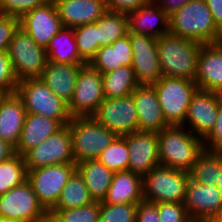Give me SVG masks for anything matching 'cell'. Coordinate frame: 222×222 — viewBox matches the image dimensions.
Instances as JSON below:
<instances>
[{"mask_svg":"<svg viewBox=\"0 0 222 222\" xmlns=\"http://www.w3.org/2000/svg\"><path fill=\"white\" fill-rule=\"evenodd\" d=\"M160 165L190 172L204 151L203 139L185 126L169 125L157 133Z\"/></svg>","mask_w":222,"mask_h":222,"instance_id":"6da1fadb","label":"cell"},{"mask_svg":"<svg viewBox=\"0 0 222 222\" xmlns=\"http://www.w3.org/2000/svg\"><path fill=\"white\" fill-rule=\"evenodd\" d=\"M202 44L171 33L157 39L161 74L165 77L195 81Z\"/></svg>","mask_w":222,"mask_h":222,"instance_id":"7a4b0ae2","label":"cell"},{"mask_svg":"<svg viewBox=\"0 0 222 222\" xmlns=\"http://www.w3.org/2000/svg\"><path fill=\"white\" fill-rule=\"evenodd\" d=\"M169 33L200 44L221 42L222 32L214 23L205 0H190L169 16Z\"/></svg>","mask_w":222,"mask_h":222,"instance_id":"3957f363","label":"cell"},{"mask_svg":"<svg viewBox=\"0 0 222 222\" xmlns=\"http://www.w3.org/2000/svg\"><path fill=\"white\" fill-rule=\"evenodd\" d=\"M16 94L22 99L26 113L46 116L67 125L72 116L68 104L59 98L41 78H28L18 82Z\"/></svg>","mask_w":222,"mask_h":222,"instance_id":"277c9868","label":"cell"},{"mask_svg":"<svg viewBox=\"0 0 222 222\" xmlns=\"http://www.w3.org/2000/svg\"><path fill=\"white\" fill-rule=\"evenodd\" d=\"M72 138V152L75 164L97 159L117 135L99 124L92 116L73 117L67 124Z\"/></svg>","mask_w":222,"mask_h":222,"instance_id":"5b68a950","label":"cell"},{"mask_svg":"<svg viewBox=\"0 0 222 222\" xmlns=\"http://www.w3.org/2000/svg\"><path fill=\"white\" fill-rule=\"evenodd\" d=\"M152 86L157 93L166 123L183 126L188 106L199 90L195 81L162 76Z\"/></svg>","mask_w":222,"mask_h":222,"instance_id":"8992f818","label":"cell"},{"mask_svg":"<svg viewBox=\"0 0 222 222\" xmlns=\"http://www.w3.org/2000/svg\"><path fill=\"white\" fill-rule=\"evenodd\" d=\"M190 179L188 172L159 165L143 178V199L152 203H182Z\"/></svg>","mask_w":222,"mask_h":222,"instance_id":"52a82bcc","label":"cell"},{"mask_svg":"<svg viewBox=\"0 0 222 222\" xmlns=\"http://www.w3.org/2000/svg\"><path fill=\"white\" fill-rule=\"evenodd\" d=\"M7 52L18 81L40 78L47 64L46 49L39 46L21 26L14 32Z\"/></svg>","mask_w":222,"mask_h":222,"instance_id":"ba28073f","label":"cell"},{"mask_svg":"<svg viewBox=\"0 0 222 222\" xmlns=\"http://www.w3.org/2000/svg\"><path fill=\"white\" fill-rule=\"evenodd\" d=\"M75 171V163L50 165L27 171V180L47 212L57 204L64 186Z\"/></svg>","mask_w":222,"mask_h":222,"instance_id":"9c48e42d","label":"cell"},{"mask_svg":"<svg viewBox=\"0 0 222 222\" xmlns=\"http://www.w3.org/2000/svg\"><path fill=\"white\" fill-rule=\"evenodd\" d=\"M47 214L28 180L0 195L1 218L41 222Z\"/></svg>","mask_w":222,"mask_h":222,"instance_id":"30bf717a","label":"cell"},{"mask_svg":"<svg viewBox=\"0 0 222 222\" xmlns=\"http://www.w3.org/2000/svg\"><path fill=\"white\" fill-rule=\"evenodd\" d=\"M103 76L89 64L84 65L77 75L74 95L68 104L73 117L92 116L104 100Z\"/></svg>","mask_w":222,"mask_h":222,"instance_id":"8fae6325","label":"cell"},{"mask_svg":"<svg viewBox=\"0 0 222 222\" xmlns=\"http://www.w3.org/2000/svg\"><path fill=\"white\" fill-rule=\"evenodd\" d=\"M23 157L27 171L50 165L75 163L68 125L63 126L38 146L28 150Z\"/></svg>","mask_w":222,"mask_h":222,"instance_id":"7c38bea8","label":"cell"},{"mask_svg":"<svg viewBox=\"0 0 222 222\" xmlns=\"http://www.w3.org/2000/svg\"><path fill=\"white\" fill-rule=\"evenodd\" d=\"M92 117L117 136L138 131V118L132 94L121 98L104 99Z\"/></svg>","mask_w":222,"mask_h":222,"instance_id":"4fadbf2b","label":"cell"},{"mask_svg":"<svg viewBox=\"0 0 222 222\" xmlns=\"http://www.w3.org/2000/svg\"><path fill=\"white\" fill-rule=\"evenodd\" d=\"M133 50L132 68L139 85H152L161 74L160 61L157 53V39L148 35L129 32Z\"/></svg>","mask_w":222,"mask_h":222,"instance_id":"5bb4252c","label":"cell"},{"mask_svg":"<svg viewBox=\"0 0 222 222\" xmlns=\"http://www.w3.org/2000/svg\"><path fill=\"white\" fill-rule=\"evenodd\" d=\"M222 94L198 90L188 106L184 125L195 136L204 139L213 129Z\"/></svg>","mask_w":222,"mask_h":222,"instance_id":"9a60e30c","label":"cell"},{"mask_svg":"<svg viewBox=\"0 0 222 222\" xmlns=\"http://www.w3.org/2000/svg\"><path fill=\"white\" fill-rule=\"evenodd\" d=\"M123 137L129 151V171L144 178L160 165L157 132L136 131Z\"/></svg>","mask_w":222,"mask_h":222,"instance_id":"2e32d148","label":"cell"},{"mask_svg":"<svg viewBox=\"0 0 222 222\" xmlns=\"http://www.w3.org/2000/svg\"><path fill=\"white\" fill-rule=\"evenodd\" d=\"M20 26L39 46L46 49L63 24L55 3L49 0L21 17Z\"/></svg>","mask_w":222,"mask_h":222,"instance_id":"e0dca14e","label":"cell"},{"mask_svg":"<svg viewBox=\"0 0 222 222\" xmlns=\"http://www.w3.org/2000/svg\"><path fill=\"white\" fill-rule=\"evenodd\" d=\"M183 205L191 220L209 221L222 208V195L216 185L189 179Z\"/></svg>","mask_w":222,"mask_h":222,"instance_id":"ac0fdd59","label":"cell"},{"mask_svg":"<svg viewBox=\"0 0 222 222\" xmlns=\"http://www.w3.org/2000/svg\"><path fill=\"white\" fill-rule=\"evenodd\" d=\"M195 83L199 90L222 94V42L202 44Z\"/></svg>","mask_w":222,"mask_h":222,"instance_id":"d6986e66","label":"cell"},{"mask_svg":"<svg viewBox=\"0 0 222 222\" xmlns=\"http://www.w3.org/2000/svg\"><path fill=\"white\" fill-rule=\"evenodd\" d=\"M132 95L136 106L138 131L158 133L169 126L152 85H139Z\"/></svg>","mask_w":222,"mask_h":222,"instance_id":"ffe728a7","label":"cell"},{"mask_svg":"<svg viewBox=\"0 0 222 222\" xmlns=\"http://www.w3.org/2000/svg\"><path fill=\"white\" fill-rule=\"evenodd\" d=\"M63 27L96 22L106 11L105 0H53Z\"/></svg>","mask_w":222,"mask_h":222,"instance_id":"44dd1931","label":"cell"},{"mask_svg":"<svg viewBox=\"0 0 222 222\" xmlns=\"http://www.w3.org/2000/svg\"><path fill=\"white\" fill-rule=\"evenodd\" d=\"M129 31L158 39L169 33V17L154 0L128 14Z\"/></svg>","mask_w":222,"mask_h":222,"instance_id":"7402d4cb","label":"cell"},{"mask_svg":"<svg viewBox=\"0 0 222 222\" xmlns=\"http://www.w3.org/2000/svg\"><path fill=\"white\" fill-rule=\"evenodd\" d=\"M86 63L62 64L47 61L40 78L67 104L74 95L77 75Z\"/></svg>","mask_w":222,"mask_h":222,"instance_id":"603a6c76","label":"cell"},{"mask_svg":"<svg viewBox=\"0 0 222 222\" xmlns=\"http://www.w3.org/2000/svg\"><path fill=\"white\" fill-rule=\"evenodd\" d=\"M63 126L55 119L26 113L24 125L15 153L23 156L28 150L38 146Z\"/></svg>","mask_w":222,"mask_h":222,"instance_id":"cb8c5ba5","label":"cell"},{"mask_svg":"<svg viewBox=\"0 0 222 222\" xmlns=\"http://www.w3.org/2000/svg\"><path fill=\"white\" fill-rule=\"evenodd\" d=\"M26 109L16 94L7 95L0 104V137L12 146L19 142L24 125Z\"/></svg>","mask_w":222,"mask_h":222,"instance_id":"d4e9b609","label":"cell"},{"mask_svg":"<svg viewBox=\"0 0 222 222\" xmlns=\"http://www.w3.org/2000/svg\"><path fill=\"white\" fill-rule=\"evenodd\" d=\"M132 63L133 50L128 32L126 36L117 39L113 44L100 47L89 65L101 74H105L122 66H132Z\"/></svg>","mask_w":222,"mask_h":222,"instance_id":"484cf974","label":"cell"},{"mask_svg":"<svg viewBox=\"0 0 222 222\" xmlns=\"http://www.w3.org/2000/svg\"><path fill=\"white\" fill-rule=\"evenodd\" d=\"M143 199V178L132 171L114 172L108 189L107 204H139Z\"/></svg>","mask_w":222,"mask_h":222,"instance_id":"4316f807","label":"cell"},{"mask_svg":"<svg viewBox=\"0 0 222 222\" xmlns=\"http://www.w3.org/2000/svg\"><path fill=\"white\" fill-rule=\"evenodd\" d=\"M76 170L82 176L94 201L101 202L106 198L111 186L114 172L109 170L98 159H88L76 164Z\"/></svg>","mask_w":222,"mask_h":222,"instance_id":"83f0119b","label":"cell"},{"mask_svg":"<svg viewBox=\"0 0 222 222\" xmlns=\"http://www.w3.org/2000/svg\"><path fill=\"white\" fill-rule=\"evenodd\" d=\"M47 61L62 64L85 63L78 54L74 29L62 27L46 48Z\"/></svg>","mask_w":222,"mask_h":222,"instance_id":"f1b7e54d","label":"cell"},{"mask_svg":"<svg viewBox=\"0 0 222 222\" xmlns=\"http://www.w3.org/2000/svg\"><path fill=\"white\" fill-rule=\"evenodd\" d=\"M105 99L121 98L131 95L139 86L132 66H122L117 70L102 74Z\"/></svg>","mask_w":222,"mask_h":222,"instance_id":"f546056e","label":"cell"},{"mask_svg":"<svg viewBox=\"0 0 222 222\" xmlns=\"http://www.w3.org/2000/svg\"><path fill=\"white\" fill-rule=\"evenodd\" d=\"M128 14L106 11L97 20L98 49L113 44L128 34Z\"/></svg>","mask_w":222,"mask_h":222,"instance_id":"4dcf8cb0","label":"cell"},{"mask_svg":"<svg viewBox=\"0 0 222 222\" xmlns=\"http://www.w3.org/2000/svg\"><path fill=\"white\" fill-rule=\"evenodd\" d=\"M95 202L82 176L76 170L64 186L57 204L52 209H72Z\"/></svg>","mask_w":222,"mask_h":222,"instance_id":"1f68e13d","label":"cell"},{"mask_svg":"<svg viewBox=\"0 0 222 222\" xmlns=\"http://www.w3.org/2000/svg\"><path fill=\"white\" fill-rule=\"evenodd\" d=\"M222 167V152L204 150L189 172L192 181L216 185Z\"/></svg>","mask_w":222,"mask_h":222,"instance_id":"d6a6232c","label":"cell"},{"mask_svg":"<svg viewBox=\"0 0 222 222\" xmlns=\"http://www.w3.org/2000/svg\"><path fill=\"white\" fill-rule=\"evenodd\" d=\"M27 180L24 157L15 154L10 159L0 162V195Z\"/></svg>","mask_w":222,"mask_h":222,"instance_id":"836d02e7","label":"cell"},{"mask_svg":"<svg viewBox=\"0 0 222 222\" xmlns=\"http://www.w3.org/2000/svg\"><path fill=\"white\" fill-rule=\"evenodd\" d=\"M97 159L113 172L128 170L129 151L125 138L117 136Z\"/></svg>","mask_w":222,"mask_h":222,"instance_id":"e575fe53","label":"cell"},{"mask_svg":"<svg viewBox=\"0 0 222 222\" xmlns=\"http://www.w3.org/2000/svg\"><path fill=\"white\" fill-rule=\"evenodd\" d=\"M73 29L78 54L86 64H89L98 51L97 21L80 25Z\"/></svg>","mask_w":222,"mask_h":222,"instance_id":"d590c367","label":"cell"},{"mask_svg":"<svg viewBox=\"0 0 222 222\" xmlns=\"http://www.w3.org/2000/svg\"><path fill=\"white\" fill-rule=\"evenodd\" d=\"M48 213L59 222H99L100 202L72 209H51Z\"/></svg>","mask_w":222,"mask_h":222,"instance_id":"8d00e7d4","label":"cell"},{"mask_svg":"<svg viewBox=\"0 0 222 222\" xmlns=\"http://www.w3.org/2000/svg\"><path fill=\"white\" fill-rule=\"evenodd\" d=\"M138 204L100 202L99 222H136Z\"/></svg>","mask_w":222,"mask_h":222,"instance_id":"74e56055","label":"cell"},{"mask_svg":"<svg viewBox=\"0 0 222 222\" xmlns=\"http://www.w3.org/2000/svg\"><path fill=\"white\" fill-rule=\"evenodd\" d=\"M49 0H0V14L21 18Z\"/></svg>","mask_w":222,"mask_h":222,"instance_id":"f35d334b","label":"cell"},{"mask_svg":"<svg viewBox=\"0 0 222 222\" xmlns=\"http://www.w3.org/2000/svg\"><path fill=\"white\" fill-rule=\"evenodd\" d=\"M157 213L160 222H190L191 219L182 203H157Z\"/></svg>","mask_w":222,"mask_h":222,"instance_id":"ab89813d","label":"cell"},{"mask_svg":"<svg viewBox=\"0 0 222 222\" xmlns=\"http://www.w3.org/2000/svg\"><path fill=\"white\" fill-rule=\"evenodd\" d=\"M18 80L14 74L8 52H0V89L8 95L16 93Z\"/></svg>","mask_w":222,"mask_h":222,"instance_id":"60d3db41","label":"cell"},{"mask_svg":"<svg viewBox=\"0 0 222 222\" xmlns=\"http://www.w3.org/2000/svg\"><path fill=\"white\" fill-rule=\"evenodd\" d=\"M20 26V19L13 15L0 14V52H7L14 32Z\"/></svg>","mask_w":222,"mask_h":222,"instance_id":"b9f144b4","label":"cell"},{"mask_svg":"<svg viewBox=\"0 0 222 222\" xmlns=\"http://www.w3.org/2000/svg\"><path fill=\"white\" fill-rule=\"evenodd\" d=\"M204 150L222 152V101L219 103L216 123L203 139Z\"/></svg>","mask_w":222,"mask_h":222,"instance_id":"7bdbcfd3","label":"cell"},{"mask_svg":"<svg viewBox=\"0 0 222 222\" xmlns=\"http://www.w3.org/2000/svg\"><path fill=\"white\" fill-rule=\"evenodd\" d=\"M149 0H105L108 11L129 14L143 5Z\"/></svg>","mask_w":222,"mask_h":222,"instance_id":"ee69618b","label":"cell"},{"mask_svg":"<svg viewBox=\"0 0 222 222\" xmlns=\"http://www.w3.org/2000/svg\"><path fill=\"white\" fill-rule=\"evenodd\" d=\"M136 222H160L157 213V203L142 200L138 204Z\"/></svg>","mask_w":222,"mask_h":222,"instance_id":"f6af8a7d","label":"cell"},{"mask_svg":"<svg viewBox=\"0 0 222 222\" xmlns=\"http://www.w3.org/2000/svg\"><path fill=\"white\" fill-rule=\"evenodd\" d=\"M159 8L169 17L190 0H154Z\"/></svg>","mask_w":222,"mask_h":222,"instance_id":"bcb514c9","label":"cell"},{"mask_svg":"<svg viewBox=\"0 0 222 222\" xmlns=\"http://www.w3.org/2000/svg\"><path fill=\"white\" fill-rule=\"evenodd\" d=\"M217 28L222 32V0H205Z\"/></svg>","mask_w":222,"mask_h":222,"instance_id":"7dc6e473","label":"cell"},{"mask_svg":"<svg viewBox=\"0 0 222 222\" xmlns=\"http://www.w3.org/2000/svg\"><path fill=\"white\" fill-rule=\"evenodd\" d=\"M15 154V147L0 137V162L10 159Z\"/></svg>","mask_w":222,"mask_h":222,"instance_id":"c3c4849f","label":"cell"},{"mask_svg":"<svg viewBox=\"0 0 222 222\" xmlns=\"http://www.w3.org/2000/svg\"><path fill=\"white\" fill-rule=\"evenodd\" d=\"M210 222H222V208L217 212V214L209 220Z\"/></svg>","mask_w":222,"mask_h":222,"instance_id":"681fc988","label":"cell"},{"mask_svg":"<svg viewBox=\"0 0 222 222\" xmlns=\"http://www.w3.org/2000/svg\"><path fill=\"white\" fill-rule=\"evenodd\" d=\"M216 186L222 195V167H221V173H219L218 182L216 183Z\"/></svg>","mask_w":222,"mask_h":222,"instance_id":"f907efd6","label":"cell"},{"mask_svg":"<svg viewBox=\"0 0 222 222\" xmlns=\"http://www.w3.org/2000/svg\"><path fill=\"white\" fill-rule=\"evenodd\" d=\"M41 222H59L50 213H48Z\"/></svg>","mask_w":222,"mask_h":222,"instance_id":"816d5d0a","label":"cell"},{"mask_svg":"<svg viewBox=\"0 0 222 222\" xmlns=\"http://www.w3.org/2000/svg\"><path fill=\"white\" fill-rule=\"evenodd\" d=\"M7 95L8 94L4 90L0 89V104L7 97Z\"/></svg>","mask_w":222,"mask_h":222,"instance_id":"f5cc1de1","label":"cell"},{"mask_svg":"<svg viewBox=\"0 0 222 222\" xmlns=\"http://www.w3.org/2000/svg\"><path fill=\"white\" fill-rule=\"evenodd\" d=\"M0 222H25V221L11 220L0 217Z\"/></svg>","mask_w":222,"mask_h":222,"instance_id":"db71d44e","label":"cell"},{"mask_svg":"<svg viewBox=\"0 0 222 222\" xmlns=\"http://www.w3.org/2000/svg\"><path fill=\"white\" fill-rule=\"evenodd\" d=\"M190 222H201V221H198V220H191Z\"/></svg>","mask_w":222,"mask_h":222,"instance_id":"11a10c76","label":"cell"}]
</instances>
